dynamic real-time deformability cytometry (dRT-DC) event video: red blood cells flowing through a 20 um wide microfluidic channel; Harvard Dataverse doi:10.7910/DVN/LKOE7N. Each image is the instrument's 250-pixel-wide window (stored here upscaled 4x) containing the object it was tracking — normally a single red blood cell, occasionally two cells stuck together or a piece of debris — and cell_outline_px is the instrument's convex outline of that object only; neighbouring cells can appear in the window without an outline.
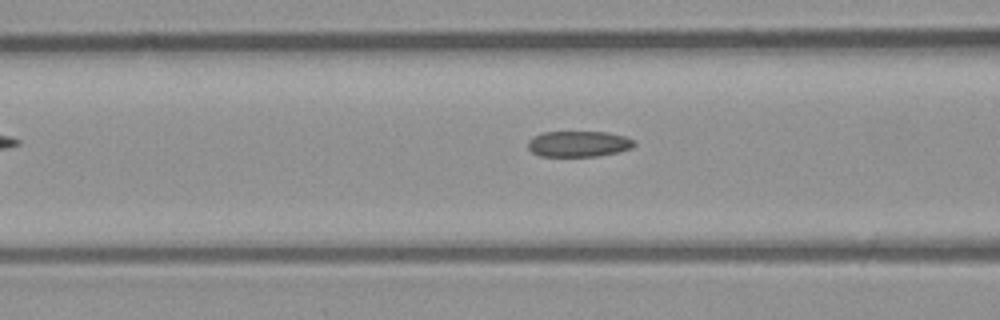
{"species": "common noctule bat (a hibernating species)", "species_latin": "Nyctalus noctula", "temperature_condition": "room temperature", "stored_images_in_passage": 7, "camera_frame_rate_fps": 3000, "um_per_image_px": 0.085, "animal": {"sex": "male", "body_mass_g": 23.1, "forearm_length_mm": 52.7}, "frame": {"image": 1, "passage_image": 6, "time_ms": 1.667, "image_size_px": [1000, 320], "cell_outline_px": [[636, 144], [632, 148], [616, 152], [596, 156], [540, 156], [532, 152], [528, 148], [528, 140], [532, 136], [544, 132], [608, 132], [624, 136], [632, 140]], "centroid_in_image_um": [49.15, 12.22], "position_along_channel_um": 117.5, "area_um2": 15.95}}
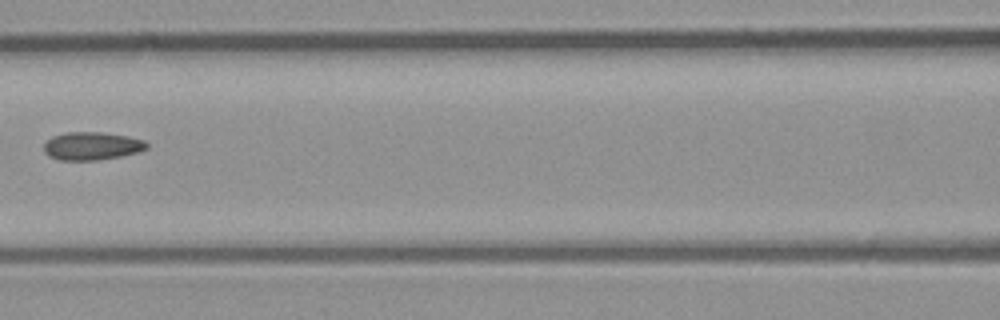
{"frame": {"image": 2, "passage_image": 7, "time_ms": 2.0, "image_size_px": [1000, 320], "cell_outline_px": [[148, 148], [136, 152], [120, 156], [100, 160], [60, 160], [48, 156], [44, 152], [44, 144], [52, 136], [64, 132], [104, 132], [128, 136], [144, 140], [148, 144]], "centroid_in_image_um": [7.79, 12.4], "position_along_channel_um": 158.8, "area_um2": 16.88}}